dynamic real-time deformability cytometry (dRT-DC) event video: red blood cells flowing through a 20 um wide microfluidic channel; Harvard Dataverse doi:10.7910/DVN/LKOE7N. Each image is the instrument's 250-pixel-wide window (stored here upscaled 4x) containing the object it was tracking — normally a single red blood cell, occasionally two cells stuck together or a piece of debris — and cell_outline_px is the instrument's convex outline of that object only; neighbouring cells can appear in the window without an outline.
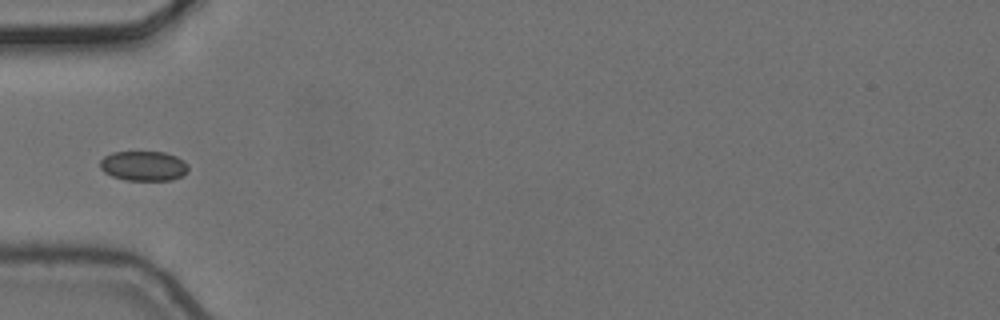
{"species": "common noctule bat (a hibernating species)", "species_latin": "Nyctalus noctula", "temperature_condition": "cold", "stored_images_in_passage": 5, "camera_frame_rate_fps": 3000, "um_per_image_px": 0.085, "animal": {"sex": "female", "body_mass_g": 24.6, "forearm_length_mm": 56.2}, "frame": {"image": 1, "passage_image": 5, "time_ms": 1.333, "image_size_px": [1000, 320], "cell_outline_px": [[188, 172], [172, 180], [124, 180], [112, 176], [104, 172], [100, 168], [100, 160], [104, 156], [112, 152], [164, 152], [176, 156], [184, 160], [188, 164]], "centroid_in_image_um": [12.21, 14.1], "position_along_channel_um": 72.8, "area_um2": 15.43}}